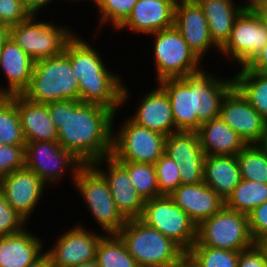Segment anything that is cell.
Masks as SVG:
<instances>
[{
	"mask_svg": "<svg viewBox=\"0 0 267 267\" xmlns=\"http://www.w3.org/2000/svg\"><path fill=\"white\" fill-rule=\"evenodd\" d=\"M138 0H99L95 5L98 10V30L105 25H112L114 31L130 16Z\"/></svg>",
	"mask_w": 267,
	"mask_h": 267,
	"instance_id": "d590c367",
	"label": "cell"
},
{
	"mask_svg": "<svg viewBox=\"0 0 267 267\" xmlns=\"http://www.w3.org/2000/svg\"><path fill=\"white\" fill-rule=\"evenodd\" d=\"M54 1L55 0H23L26 9L31 15H38L43 8H47L46 6H49L51 2L53 3Z\"/></svg>",
	"mask_w": 267,
	"mask_h": 267,
	"instance_id": "ee69618b",
	"label": "cell"
},
{
	"mask_svg": "<svg viewBox=\"0 0 267 267\" xmlns=\"http://www.w3.org/2000/svg\"><path fill=\"white\" fill-rule=\"evenodd\" d=\"M169 267H198V265L187 253H184L176 262L171 264Z\"/></svg>",
	"mask_w": 267,
	"mask_h": 267,
	"instance_id": "f6af8a7d",
	"label": "cell"
},
{
	"mask_svg": "<svg viewBox=\"0 0 267 267\" xmlns=\"http://www.w3.org/2000/svg\"><path fill=\"white\" fill-rule=\"evenodd\" d=\"M38 16L31 15L8 29L10 38L35 62L62 54L67 42L76 34L71 27L44 19L39 21Z\"/></svg>",
	"mask_w": 267,
	"mask_h": 267,
	"instance_id": "52a82bcc",
	"label": "cell"
},
{
	"mask_svg": "<svg viewBox=\"0 0 267 267\" xmlns=\"http://www.w3.org/2000/svg\"><path fill=\"white\" fill-rule=\"evenodd\" d=\"M106 179L118 211L126 220L140 218L144 200L132 185L128 172L112 157H104L92 164ZM104 165V166H103ZM103 166L107 169H103Z\"/></svg>",
	"mask_w": 267,
	"mask_h": 267,
	"instance_id": "ac0fdd59",
	"label": "cell"
},
{
	"mask_svg": "<svg viewBox=\"0 0 267 267\" xmlns=\"http://www.w3.org/2000/svg\"><path fill=\"white\" fill-rule=\"evenodd\" d=\"M265 0H247L246 3H240L239 7L242 11H257Z\"/></svg>",
	"mask_w": 267,
	"mask_h": 267,
	"instance_id": "bcb514c9",
	"label": "cell"
},
{
	"mask_svg": "<svg viewBox=\"0 0 267 267\" xmlns=\"http://www.w3.org/2000/svg\"><path fill=\"white\" fill-rule=\"evenodd\" d=\"M49 113L58 130V143L84 165L111 156L118 112L95 103L62 100L49 103Z\"/></svg>",
	"mask_w": 267,
	"mask_h": 267,
	"instance_id": "6da1fadb",
	"label": "cell"
},
{
	"mask_svg": "<svg viewBox=\"0 0 267 267\" xmlns=\"http://www.w3.org/2000/svg\"><path fill=\"white\" fill-rule=\"evenodd\" d=\"M164 153L180 166L181 185L203 182L206 156L196 131L172 132L166 137Z\"/></svg>",
	"mask_w": 267,
	"mask_h": 267,
	"instance_id": "e0dca14e",
	"label": "cell"
},
{
	"mask_svg": "<svg viewBox=\"0 0 267 267\" xmlns=\"http://www.w3.org/2000/svg\"><path fill=\"white\" fill-rule=\"evenodd\" d=\"M236 157L241 179L267 184V153L260 144L246 145Z\"/></svg>",
	"mask_w": 267,
	"mask_h": 267,
	"instance_id": "d6a6232c",
	"label": "cell"
},
{
	"mask_svg": "<svg viewBox=\"0 0 267 267\" xmlns=\"http://www.w3.org/2000/svg\"><path fill=\"white\" fill-rule=\"evenodd\" d=\"M240 181L241 173L236 155L206 156L203 182L224 201Z\"/></svg>",
	"mask_w": 267,
	"mask_h": 267,
	"instance_id": "4316f807",
	"label": "cell"
},
{
	"mask_svg": "<svg viewBox=\"0 0 267 267\" xmlns=\"http://www.w3.org/2000/svg\"><path fill=\"white\" fill-rule=\"evenodd\" d=\"M140 219L187 253L197 238V225L173 200L162 195L144 202Z\"/></svg>",
	"mask_w": 267,
	"mask_h": 267,
	"instance_id": "8fae6325",
	"label": "cell"
},
{
	"mask_svg": "<svg viewBox=\"0 0 267 267\" xmlns=\"http://www.w3.org/2000/svg\"><path fill=\"white\" fill-rule=\"evenodd\" d=\"M266 44L267 22L256 11H241L234 21L230 38L219 53L240 68L246 66Z\"/></svg>",
	"mask_w": 267,
	"mask_h": 267,
	"instance_id": "4fadbf2b",
	"label": "cell"
},
{
	"mask_svg": "<svg viewBox=\"0 0 267 267\" xmlns=\"http://www.w3.org/2000/svg\"><path fill=\"white\" fill-rule=\"evenodd\" d=\"M127 172L132 185L144 201L162 196L159 192L154 164L117 161Z\"/></svg>",
	"mask_w": 267,
	"mask_h": 267,
	"instance_id": "836d02e7",
	"label": "cell"
},
{
	"mask_svg": "<svg viewBox=\"0 0 267 267\" xmlns=\"http://www.w3.org/2000/svg\"><path fill=\"white\" fill-rule=\"evenodd\" d=\"M39 237L28 228L0 237V267H26L39 259L45 253Z\"/></svg>",
	"mask_w": 267,
	"mask_h": 267,
	"instance_id": "d4e9b609",
	"label": "cell"
},
{
	"mask_svg": "<svg viewBox=\"0 0 267 267\" xmlns=\"http://www.w3.org/2000/svg\"><path fill=\"white\" fill-rule=\"evenodd\" d=\"M8 35V30L4 28H0V46L4 38Z\"/></svg>",
	"mask_w": 267,
	"mask_h": 267,
	"instance_id": "816d5d0a",
	"label": "cell"
},
{
	"mask_svg": "<svg viewBox=\"0 0 267 267\" xmlns=\"http://www.w3.org/2000/svg\"><path fill=\"white\" fill-rule=\"evenodd\" d=\"M70 2H71V0H69ZM72 1H80V0H72ZM86 1V0H85ZM99 0H91L90 2H92L94 5H96L97 4V2H98ZM81 2H82V0H81Z\"/></svg>",
	"mask_w": 267,
	"mask_h": 267,
	"instance_id": "11a10c76",
	"label": "cell"
},
{
	"mask_svg": "<svg viewBox=\"0 0 267 267\" xmlns=\"http://www.w3.org/2000/svg\"><path fill=\"white\" fill-rule=\"evenodd\" d=\"M114 123L113 120L111 156L116 161L155 164L164 154L167 136L142 127L129 117L116 129Z\"/></svg>",
	"mask_w": 267,
	"mask_h": 267,
	"instance_id": "30bf717a",
	"label": "cell"
},
{
	"mask_svg": "<svg viewBox=\"0 0 267 267\" xmlns=\"http://www.w3.org/2000/svg\"><path fill=\"white\" fill-rule=\"evenodd\" d=\"M196 132L205 156L237 155L246 146L221 117L202 123Z\"/></svg>",
	"mask_w": 267,
	"mask_h": 267,
	"instance_id": "484cf974",
	"label": "cell"
},
{
	"mask_svg": "<svg viewBox=\"0 0 267 267\" xmlns=\"http://www.w3.org/2000/svg\"><path fill=\"white\" fill-rule=\"evenodd\" d=\"M139 267H169L185 252L140 218L127 220L117 233Z\"/></svg>",
	"mask_w": 267,
	"mask_h": 267,
	"instance_id": "5b68a950",
	"label": "cell"
},
{
	"mask_svg": "<svg viewBox=\"0 0 267 267\" xmlns=\"http://www.w3.org/2000/svg\"><path fill=\"white\" fill-rule=\"evenodd\" d=\"M73 185L104 234H117L127 220L118 211L104 176L92 164L83 165Z\"/></svg>",
	"mask_w": 267,
	"mask_h": 267,
	"instance_id": "8992f818",
	"label": "cell"
},
{
	"mask_svg": "<svg viewBox=\"0 0 267 267\" xmlns=\"http://www.w3.org/2000/svg\"><path fill=\"white\" fill-rule=\"evenodd\" d=\"M235 72L234 85L267 123V75L251 71L247 66Z\"/></svg>",
	"mask_w": 267,
	"mask_h": 267,
	"instance_id": "f1b7e54d",
	"label": "cell"
},
{
	"mask_svg": "<svg viewBox=\"0 0 267 267\" xmlns=\"http://www.w3.org/2000/svg\"><path fill=\"white\" fill-rule=\"evenodd\" d=\"M138 100L134 114L129 118L136 124L162 133L165 136L176 131L169 97L157 83L156 88L150 89ZM141 101V102H140Z\"/></svg>",
	"mask_w": 267,
	"mask_h": 267,
	"instance_id": "7402d4cb",
	"label": "cell"
},
{
	"mask_svg": "<svg viewBox=\"0 0 267 267\" xmlns=\"http://www.w3.org/2000/svg\"><path fill=\"white\" fill-rule=\"evenodd\" d=\"M27 224L29 223L11 207L0 191V237L18 233L28 227Z\"/></svg>",
	"mask_w": 267,
	"mask_h": 267,
	"instance_id": "74e56055",
	"label": "cell"
},
{
	"mask_svg": "<svg viewBox=\"0 0 267 267\" xmlns=\"http://www.w3.org/2000/svg\"><path fill=\"white\" fill-rule=\"evenodd\" d=\"M98 267H139L118 234H104L96 249Z\"/></svg>",
	"mask_w": 267,
	"mask_h": 267,
	"instance_id": "4dcf8cb0",
	"label": "cell"
},
{
	"mask_svg": "<svg viewBox=\"0 0 267 267\" xmlns=\"http://www.w3.org/2000/svg\"><path fill=\"white\" fill-rule=\"evenodd\" d=\"M246 66L251 71L267 75V44Z\"/></svg>",
	"mask_w": 267,
	"mask_h": 267,
	"instance_id": "7bdbcfd3",
	"label": "cell"
},
{
	"mask_svg": "<svg viewBox=\"0 0 267 267\" xmlns=\"http://www.w3.org/2000/svg\"><path fill=\"white\" fill-rule=\"evenodd\" d=\"M265 201L267 184L241 179L225 200V207L248 215Z\"/></svg>",
	"mask_w": 267,
	"mask_h": 267,
	"instance_id": "f546056e",
	"label": "cell"
},
{
	"mask_svg": "<svg viewBox=\"0 0 267 267\" xmlns=\"http://www.w3.org/2000/svg\"><path fill=\"white\" fill-rule=\"evenodd\" d=\"M30 16L23 0H0V28L8 30Z\"/></svg>",
	"mask_w": 267,
	"mask_h": 267,
	"instance_id": "f35d334b",
	"label": "cell"
},
{
	"mask_svg": "<svg viewBox=\"0 0 267 267\" xmlns=\"http://www.w3.org/2000/svg\"><path fill=\"white\" fill-rule=\"evenodd\" d=\"M73 267H98V265H97V261L93 260V261L85 262L82 264L74 265Z\"/></svg>",
	"mask_w": 267,
	"mask_h": 267,
	"instance_id": "f907efd6",
	"label": "cell"
},
{
	"mask_svg": "<svg viewBox=\"0 0 267 267\" xmlns=\"http://www.w3.org/2000/svg\"><path fill=\"white\" fill-rule=\"evenodd\" d=\"M158 84L169 97L176 131H197L202 123L220 117L223 98L234 86V78H221L203 68Z\"/></svg>",
	"mask_w": 267,
	"mask_h": 267,
	"instance_id": "7a4b0ae2",
	"label": "cell"
},
{
	"mask_svg": "<svg viewBox=\"0 0 267 267\" xmlns=\"http://www.w3.org/2000/svg\"><path fill=\"white\" fill-rule=\"evenodd\" d=\"M248 221L254 242L267 237V201L248 214Z\"/></svg>",
	"mask_w": 267,
	"mask_h": 267,
	"instance_id": "60d3db41",
	"label": "cell"
},
{
	"mask_svg": "<svg viewBox=\"0 0 267 267\" xmlns=\"http://www.w3.org/2000/svg\"><path fill=\"white\" fill-rule=\"evenodd\" d=\"M262 147H263V149L266 151V153H267V132H266V134H265V136H264V138H263V140H262V142H261V144H260Z\"/></svg>",
	"mask_w": 267,
	"mask_h": 267,
	"instance_id": "f5cc1de1",
	"label": "cell"
},
{
	"mask_svg": "<svg viewBox=\"0 0 267 267\" xmlns=\"http://www.w3.org/2000/svg\"><path fill=\"white\" fill-rule=\"evenodd\" d=\"M261 19L267 22V0L260 6V8L256 11Z\"/></svg>",
	"mask_w": 267,
	"mask_h": 267,
	"instance_id": "681fc988",
	"label": "cell"
},
{
	"mask_svg": "<svg viewBox=\"0 0 267 267\" xmlns=\"http://www.w3.org/2000/svg\"><path fill=\"white\" fill-rule=\"evenodd\" d=\"M149 36L154 38L152 58H154L157 83L164 79L181 78L204 68L201 66L202 61L174 26Z\"/></svg>",
	"mask_w": 267,
	"mask_h": 267,
	"instance_id": "9c48e42d",
	"label": "cell"
},
{
	"mask_svg": "<svg viewBox=\"0 0 267 267\" xmlns=\"http://www.w3.org/2000/svg\"><path fill=\"white\" fill-rule=\"evenodd\" d=\"M175 5L165 0H138L130 16L115 30L149 35L174 26Z\"/></svg>",
	"mask_w": 267,
	"mask_h": 267,
	"instance_id": "ffe728a7",
	"label": "cell"
},
{
	"mask_svg": "<svg viewBox=\"0 0 267 267\" xmlns=\"http://www.w3.org/2000/svg\"><path fill=\"white\" fill-rule=\"evenodd\" d=\"M0 143L4 145L26 144L15 105V94L0 95Z\"/></svg>",
	"mask_w": 267,
	"mask_h": 267,
	"instance_id": "1f68e13d",
	"label": "cell"
},
{
	"mask_svg": "<svg viewBox=\"0 0 267 267\" xmlns=\"http://www.w3.org/2000/svg\"><path fill=\"white\" fill-rule=\"evenodd\" d=\"M165 1L172 2L176 6L183 0H165Z\"/></svg>",
	"mask_w": 267,
	"mask_h": 267,
	"instance_id": "db71d44e",
	"label": "cell"
},
{
	"mask_svg": "<svg viewBox=\"0 0 267 267\" xmlns=\"http://www.w3.org/2000/svg\"><path fill=\"white\" fill-rule=\"evenodd\" d=\"M76 224L74 227H69L68 231L60 233L56 242L45 249L51 259L52 267H73L95 260L97 245L103 233L90 231L81 223Z\"/></svg>",
	"mask_w": 267,
	"mask_h": 267,
	"instance_id": "5bb4252c",
	"label": "cell"
},
{
	"mask_svg": "<svg viewBox=\"0 0 267 267\" xmlns=\"http://www.w3.org/2000/svg\"><path fill=\"white\" fill-rule=\"evenodd\" d=\"M21 95L31 102L42 104L62 100L79 101V81L69 57L63 52L36 61L30 84Z\"/></svg>",
	"mask_w": 267,
	"mask_h": 267,
	"instance_id": "277c9868",
	"label": "cell"
},
{
	"mask_svg": "<svg viewBox=\"0 0 267 267\" xmlns=\"http://www.w3.org/2000/svg\"><path fill=\"white\" fill-rule=\"evenodd\" d=\"M220 117L246 145L261 144L267 123L234 85L223 98Z\"/></svg>",
	"mask_w": 267,
	"mask_h": 267,
	"instance_id": "9a60e30c",
	"label": "cell"
},
{
	"mask_svg": "<svg viewBox=\"0 0 267 267\" xmlns=\"http://www.w3.org/2000/svg\"><path fill=\"white\" fill-rule=\"evenodd\" d=\"M174 27L202 62L209 49L220 52L210 37L204 11L196 0H183L175 6Z\"/></svg>",
	"mask_w": 267,
	"mask_h": 267,
	"instance_id": "d6986e66",
	"label": "cell"
},
{
	"mask_svg": "<svg viewBox=\"0 0 267 267\" xmlns=\"http://www.w3.org/2000/svg\"><path fill=\"white\" fill-rule=\"evenodd\" d=\"M204 11L210 37L221 48L230 38L241 9L234 0H196Z\"/></svg>",
	"mask_w": 267,
	"mask_h": 267,
	"instance_id": "83f0119b",
	"label": "cell"
},
{
	"mask_svg": "<svg viewBox=\"0 0 267 267\" xmlns=\"http://www.w3.org/2000/svg\"><path fill=\"white\" fill-rule=\"evenodd\" d=\"M239 253L209 246H192L187 252L198 267H237Z\"/></svg>",
	"mask_w": 267,
	"mask_h": 267,
	"instance_id": "e575fe53",
	"label": "cell"
},
{
	"mask_svg": "<svg viewBox=\"0 0 267 267\" xmlns=\"http://www.w3.org/2000/svg\"><path fill=\"white\" fill-rule=\"evenodd\" d=\"M254 245L263 254L264 260L266 261V264H267V237L263 238V239L256 240Z\"/></svg>",
	"mask_w": 267,
	"mask_h": 267,
	"instance_id": "c3c4849f",
	"label": "cell"
},
{
	"mask_svg": "<svg viewBox=\"0 0 267 267\" xmlns=\"http://www.w3.org/2000/svg\"><path fill=\"white\" fill-rule=\"evenodd\" d=\"M169 197L197 226L225 206V201L204 182L180 185Z\"/></svg>",
	"mask_w": 267,
	"mask_h": 267,
	"instance_id": "603a6c76",
	"label": "cell"
},
{
	"mask_svg": "<svg viewBox=\"0 0 267 267\" xmlns=\"http://www.w3.org/2000/svg\"><path fill=\"white\" fill-rule=\"evenodd\" d=\"M48 186L33 171L22 168L0 178V191L11 207L28 222Z\"/></svg>",
	"mask_w": 267,
	"mask_h": 267,
	"instance_id": "2e32d148",
	"label": "cell"
},
{
	"mask_svg": "<svg viewBox=\"0 0 267 267\" xmlns=\"http://www.w3.org/2000/svg\"><path fill=\"white\" fill-rule=\"evenodd\" d=\"M26 267H52L51 259L45 252L39 259L32 264L27 265Z\"/></svg>",
	"mask_w": 267,
	"mask_h": 267,
	"instance_id": "7dc6e473",
	"label": "cell"
},
{
	"mask_svg": "<svg viewBox=\"0 0 267 267\" xmlns=\"http://www.w3.org/2000/svg\"><path fill=\"white\" fill-rule=\"evenodd\" d=\"M35 61L7 35L0 46V70L7 84L0 87V95L22 94L29 86Z\"/></svg>",
	"mask_w": 267,
	"mask_h": 267,
	"instance_id": "44dd1931",
	"label": "cell"
},
{
	"mask_svg": "<svg viewBox=\"0 0 267 267\" xmlns=\"http://www.w3.org/2000/svg\"><path fill=\"white\" fill-rule=\"evenodd\" d=\"M25 167V145L0 143V178Z\"/></svg>",
	"mask_w": 267,
	"mask_h": 267,
	"instance_id": "ab89813d",
	"label": "cell"
},
{
	"mask_svg": "<svg viewBox=\"0 0 267 267\" xmlns=\"http://www.w3.org/2000/svg\"><path fill=\"white\" fill-rule=\"evenodd\" d=\"M84 164L58 141H35L25 144V168L35 172L49 186L64 178L69 172L74 184L78 170ZM50 183V184H49Z\"/></svg>",
	"mask_w": 267,
	"mask_h": 267,
	"instance_id": "7c38bea8",
	"label": "cell"
},
{
	"mask_svg": "<svg viewBox=\"0 0 267 267\" xmlns=\"http://www.w3.org/2000/svg\"><path fill=\"white\" fill-rule=\"evenodd\" d=\"M237 267H267L263 254L254 245L253 247L240 251Z\"/></svg>",
	"mask_w": 267,
	"mask_h": 267,
	"instance_id": "b9f144b4",
	"label": "cell"
},
{
	"mask_svg": "<svg viewBox=\"0 0 267 267\" xmlns=\"http://www.w3.org/2000/svg\"><path fill=\"white\" fill-rule=\"evenodd\" d=\"M15 105L26 142L58 141V130L49 113V104L34 103L15 94Z\"/></svg>",
	"mask_w": 267,
	"mask_h": 267,
	"instance_id": "cb8c5ba5",
	"label": "cell"
},
{
	"mask_svg": "<svg viewBox=\"0 0 267 267\" xmlns=\"http://www.w3.org/2000/svg\"><path fill=\"white\" fill-rule=\"evenodd\" d=\"M83 38L79 33L75 34L64 49L79 81V100L105 106L117 113L120 106L130 103L131 92L121 75L106 67L101 52Z\"/></svg>",
	"mask_w": 267,
	"mask_h": 267,
	"instance_id": "3957f363",
	"label": "cell"
},
{
	"mask_svg": "<svg viewBox=\"0 0 267 267\" xmlns=\"http://www.w3.org/2000/svg\"><path fill=\"white\" fill-rule=\"evenodd\" d=\"M161 195L169 196L181 185L180 166L165 153L154 164Z\"/></svg>",
	"mask_w": 267,
	"mask_h": 267,
	"instance_id": "8d00e7d4",
	"label": "cell"
},
{
	"mask_svg": "<svg viewBox=\"0 0 267 267\" xmlns=\"http://www.w3.org/2000/svg\"><path fill=\"white\" fill-rule=\"evenodd\" d=\"M248 215L225 206L197 226L193 246H209L230 251H244L254 246Z\"/></svg>",
	"mask_w": 267,
	"mask_h": 267,
	"instance_id": "ba28073f",
	"label": "cell"
}]
</instances>
